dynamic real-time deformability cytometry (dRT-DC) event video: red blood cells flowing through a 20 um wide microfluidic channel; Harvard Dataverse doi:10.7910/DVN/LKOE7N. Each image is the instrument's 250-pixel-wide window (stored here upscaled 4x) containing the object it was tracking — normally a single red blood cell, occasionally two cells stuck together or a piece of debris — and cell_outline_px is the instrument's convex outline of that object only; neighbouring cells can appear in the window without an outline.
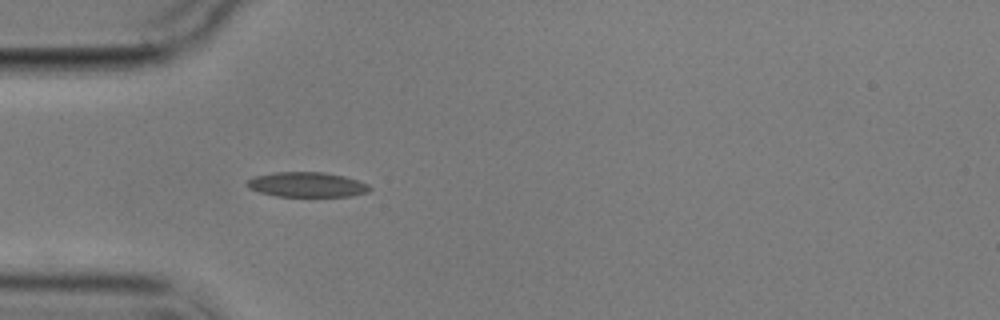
{"species": "common noctule bat (a hibernating species)", "species_latin": "Nyctalus noctula", "temperature_condition": "cold", "stored_images_in_passage": 6, "camera_frame_rate_fps": 3000, "um_per_image_px": 0.085, "animal": {"sex": "male", "body_mass_g": 17.9}, "frame": {"image": 1, "passage_image": 6, "time_ms": 6.667, "image_size_px": [1000, 320], "cell_outline_px": [[372, 188], [368, 192], [352, 196], [276, 196], [260, 192], [248, 188], [244, 184], [252, 176], [276, 172], [324, 172], [344, 176], [368, 184]], "centroid_in_image_um": [26.06, 15.69], "position_along_channel_um": 58.9, "area_um2": 17.86}}